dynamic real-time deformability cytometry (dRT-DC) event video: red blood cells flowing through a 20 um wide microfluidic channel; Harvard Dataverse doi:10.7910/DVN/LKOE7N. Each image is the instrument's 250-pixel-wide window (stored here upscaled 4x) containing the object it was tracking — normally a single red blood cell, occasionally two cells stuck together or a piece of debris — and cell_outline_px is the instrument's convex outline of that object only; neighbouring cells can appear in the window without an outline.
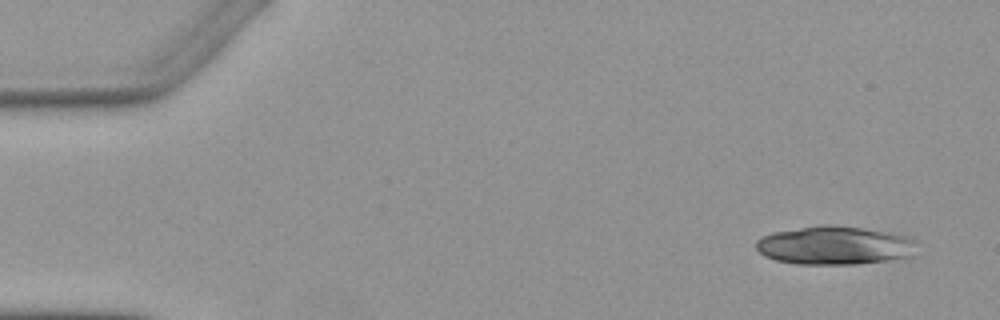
{"species": "Egyptian fruit bat (a non-hibernating species)", "species_latin": "Rousettus aegyptiacus", "temperature_condition": "warm", "stored_images_in_passage": 4, "camera_frame_rate_fps": 3000, "um_per_image_px": 0.085, "animal": {"sex": "female"}, "frame": {"image": 1, "passage_image": 1, "time_ms": 0.0, "image_size_px": [1000, 320], "cell_outline_px": [[916, 240], [912, 256], [888, 260], [856, 264], [796, 264], [776, 260], [764, 256], [756, 248], [756, 240], [760, 236], [772, 232], [824, 224], [832, 224], [864, 228], [912, 236]], "centroid_in_image_um": [70.94, 20.85], "position_along_channel_um": 14.1, "area_um2": 36.36}}
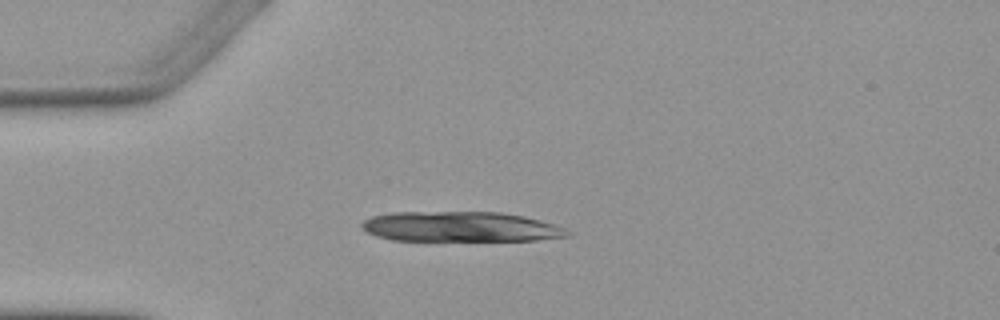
{"frame": {"image": 2, "passage_image": 4, "time_ms": 3.333, "image_size_px": [1000, 320], "cell_outline_px": [[572, 236], [536, 240], [392, 240], [376, 236], [368, 232], [360, 224], [364, 220], [372, 216], [392, 212], [500, 212], [524, 216], [556, 224], [572, 232]], "centroid_in_image_um": [39.19, 19.27], "position_along_channel_um": 45.8, "area_um2": 36.13}}